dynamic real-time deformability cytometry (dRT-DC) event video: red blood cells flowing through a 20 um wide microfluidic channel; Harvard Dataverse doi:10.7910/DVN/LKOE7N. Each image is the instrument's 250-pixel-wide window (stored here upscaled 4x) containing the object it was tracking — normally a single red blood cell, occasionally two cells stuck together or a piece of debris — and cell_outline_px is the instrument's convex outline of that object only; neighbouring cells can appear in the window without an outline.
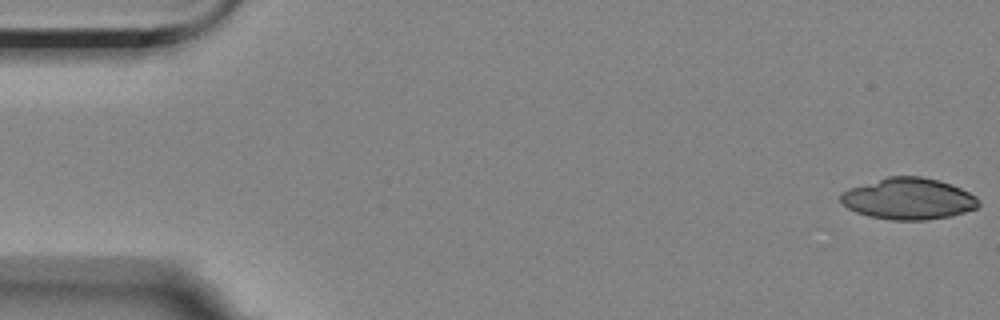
{"species": "Egyptian fruit bat (a non-hibernating species)", "species_latin": "Rousettus aegyptiacus", "temperature_condition": "room temperature", "stored_images_in_passage": 12, "camera_frame_rate_fps": 3000, "um_per_image_px": 0.085, "animal": {"sex": "female"}, "frame": {"image": 1, "passage_image": 1, "time_ms": 0.0, "image_size_px": [1000, 320], "cell_outline_px": [[980, 204], [976, 208], [952, 216], [924, 220], [892, 220], [868, 216], [856, 212], [848, 208], [840, 200], [840, 192], [848, 188], [888, 176], [920, 176], [940, 180], [952, 184], [976, 196], [980, 200]], "centroid_in_image_um": [77.22, 16.89], "position_along_channel_um": 7.8, "area_um2": 33.52}}